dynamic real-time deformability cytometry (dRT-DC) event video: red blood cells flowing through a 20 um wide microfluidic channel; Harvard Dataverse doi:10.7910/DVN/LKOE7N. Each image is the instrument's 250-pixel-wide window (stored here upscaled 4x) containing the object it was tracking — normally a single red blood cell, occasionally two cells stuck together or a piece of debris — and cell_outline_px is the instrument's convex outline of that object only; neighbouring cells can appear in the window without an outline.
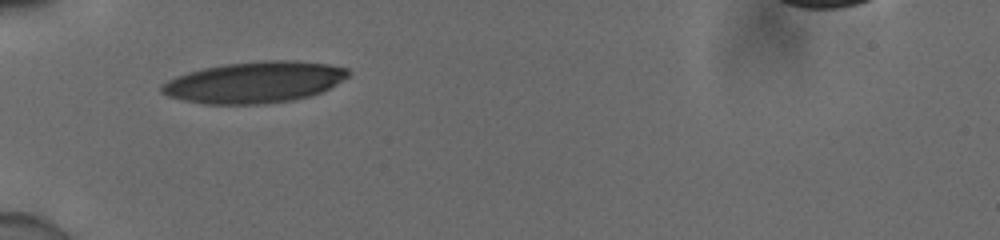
{"species": "human", "species_latin": "Homo sapiens", "temperature_condition": "cold", "stored_images_in_passage": 14, "camera_frame_rate_fps": 3000, "um_per_image_px": 0.085, "donor": {"sex": "male"}, "frame": {"image": 1, "passage_image": 1, "time_ms": 0.0, "image_size_px": [1000, 240], "cell_outline_px": [[352, 72], [348, 76], [336, 84], [320, 92], [308, 96], [292, 100], [256, 104], [204, 104], [184, 100], [168, 96], [160, 92], [160, 84], [176, 76], [188, 72], [204, 68], [224, 64], [264, 60], [296, 60], [328, 64], [348, 68]], "centroid_in_image_um": [21.62, 6.98], "position_along_channel_um": 63.4, "area_um2": 44.85}}
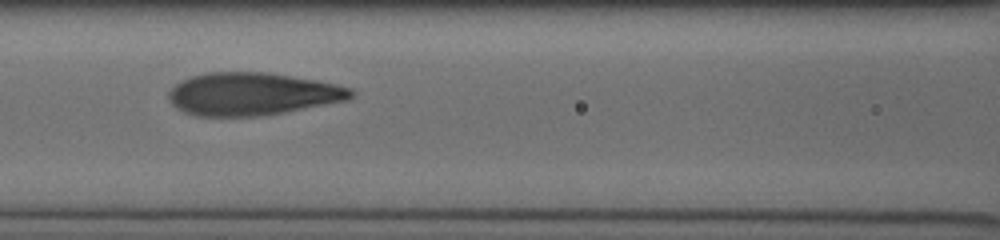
{"frame": {"image": 2, "passage_image": 7, "time_ms": 2.0, "image_size_px": [1000, 240], "cell_outline_px": [[356, 92], [348, 100], [264, 116], [196, 116], [184, 112], [176, 108], [168, 100], [168, 92], [180, 80], [192, 76], [208, 72], [268, 72], [316, 80], [336, 84], [352, 88]], "centroid_in_image_um": [21.44, 7.99], "position_along_channel_um": 145.2, "area_um2": 45.6}}
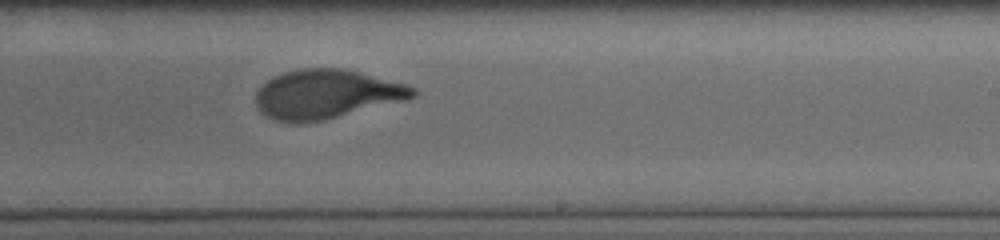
{"frame": {"image": 3, "passage_image": 14, "time_ms": 4.333, "image_size_px": [1000, 240], "cell_outline_px": [[416, 96], [408, 100], [320, 120], [296, 124], [276, 120], [260, 112], [256, 104], [256, 92], [272, 76], [284, 72], [300, 68], [344, 68], [408, 84], [416, 88]], "centroid_in_image_um": [27.76, 7.99], "position_along_channel_um": 261.2, "area_um2": 44.97}}